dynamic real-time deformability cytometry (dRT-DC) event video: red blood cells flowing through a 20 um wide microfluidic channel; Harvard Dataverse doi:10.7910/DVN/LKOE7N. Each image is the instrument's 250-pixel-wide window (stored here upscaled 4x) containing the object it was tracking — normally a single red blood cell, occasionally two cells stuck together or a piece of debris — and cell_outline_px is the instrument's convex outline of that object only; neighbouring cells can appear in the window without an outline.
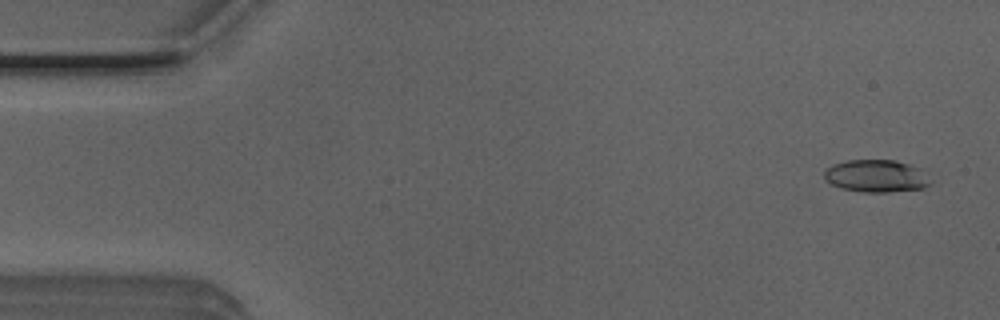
{"species": "Egyptian fruit bat (a non-hibernating species)", "species_latin": "Rousettus aegyptiacus", "temperature_condition": "room temperature", "stored_images_in_passage": 51, "camera_frame_rate_fps": 3000, "um_per_image_px": 0.085, "animal": {"sex": "male"}, "frame": {"image": 1, "passage_image": 3, "time_ms": 0.667, "image_size_px": [1000, 320], "cell_outline_px": [[932, 184], [924, 188], [888, 192], [864, 192], [844, 188], [832, 184], [824, 180], [824, 172], [832, 164], [848, 160], [896, 160], [920, 168], [932, 180]], "centroid_in_image_um": [74.52, 14.96], "position_along_channel_um": 10.5, "area_um2": 20.11}}
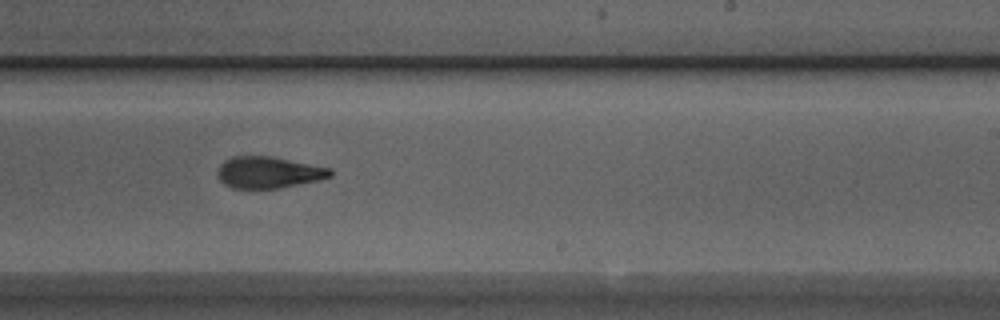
{"frame": {"image": 2, "passage_image": 31, "time_ms": 10.0, "image_size_px": [1000, 320], "cell_outline_px": [[332, 176], [320, 180], [280, 188], [232, 188], [224, 184], [220, 180], [216, 172], [220, 164], [224, 160], [232, 156], [272, 156], [332, 168]], "centroid_in_image_um": [22.83, 14.65], "position_along_channel_um": 266.2, "area_um2": 20.92}}
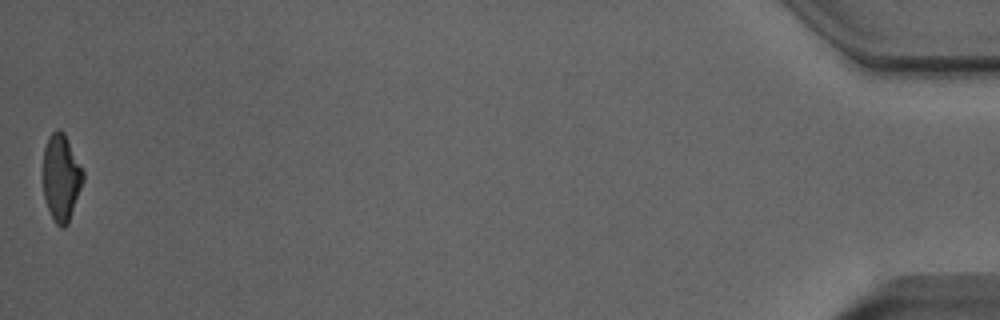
{"frame": {"image": 3, "passage_image": 51, "time_ms": 16.667, "image_size_px": [1000, 320], "cell_outline_px": [[84, 180], [68, 224], [64, 228], [60, 228], [52, 220], [44, 196], [44, 148], [48, 136], [56, 128], [60, 128], [64, 132], [84, 172]], "centroid_in_image_um": [5.21, 15.1], "position_along_channel_um": 430.0, "area_um2": 20.29}, "authors_computed_cell_mechanics": {"area_um2": 21.4438, "velocity_mm_per_s": 4.0257, "shape_relaxation_time_tau1_ms": 6.0988, "shape_relaxation_time_tau2_ms": 2.3042, "deformation_change_tau1": 0.1826, "deformation_change_tau2": 0.1085}}